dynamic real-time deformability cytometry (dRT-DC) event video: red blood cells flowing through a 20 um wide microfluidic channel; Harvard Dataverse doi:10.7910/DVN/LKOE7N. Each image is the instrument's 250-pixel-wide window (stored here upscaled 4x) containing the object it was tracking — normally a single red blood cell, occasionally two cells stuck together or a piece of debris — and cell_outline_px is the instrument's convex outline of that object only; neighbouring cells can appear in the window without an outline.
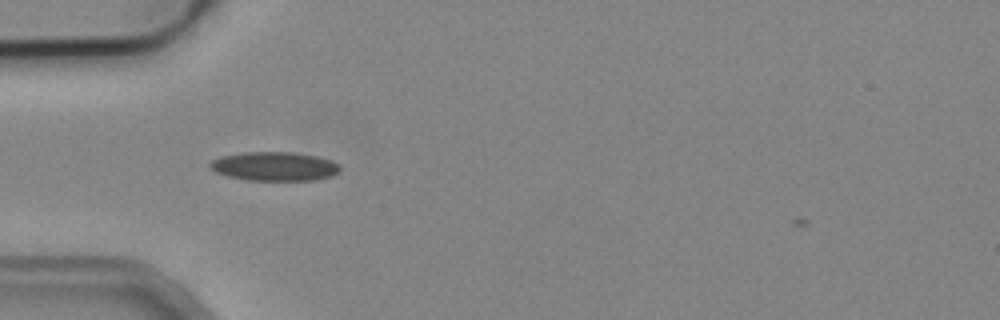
{"species": "common noctule bat (a hibernating species)", "species_latin": "Nyctalus noctula", "temperature_condition": "cold", "stored_images_in_passage": 4, "camera_frame_rate_fps": 3000, "um_per_image_px": 0.085, "animal": {"sex": "male", "body_mass_g": 19.2, "forearm_length_mm": 51.8}, "frame": {"image": 1, "passage_image": 1, "time_ms": 0.0, "image_size_px": [1000, 320], "cell_outline_px": [[340, 172], [332, 176], [312, 180], [248, 180], [228, 176], [216, 172], [208, 168], [208, 164], [212, 160], [220, 156], [244, 152], [292, 152], [316, 156], [332, 160], [340, 164]], "centroid_in_image_um": [23.33, 14.13], "position_along_channel_um": 61.7, "area_um2": 22.08}}